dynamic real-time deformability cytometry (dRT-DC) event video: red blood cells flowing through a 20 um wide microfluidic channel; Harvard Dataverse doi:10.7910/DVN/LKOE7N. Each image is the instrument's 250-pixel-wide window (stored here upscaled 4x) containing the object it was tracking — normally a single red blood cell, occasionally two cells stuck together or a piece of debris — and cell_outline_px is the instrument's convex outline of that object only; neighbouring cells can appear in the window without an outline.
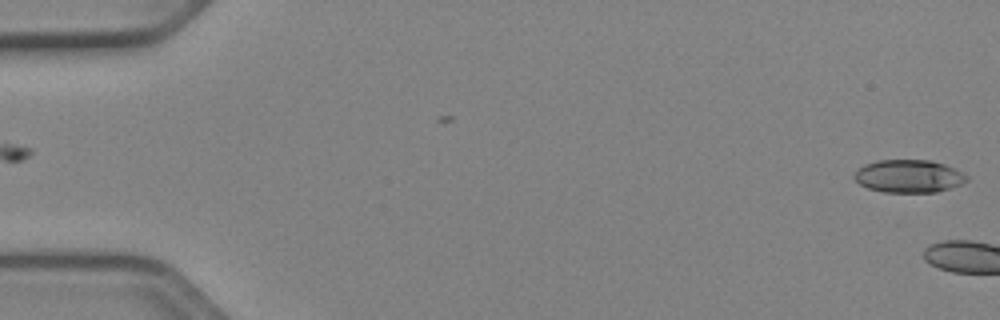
{"species": "Egyptian fruit bat (a non-hibernating species)", "species_latin": "Rousettus aegyptiacus", "temperature_condition": "cold", "stored_images_in_passage": 4, "camera_frame_rate_fps": 3000, "um_per_image_px": 0.085, "animal": {"sex": "female"}, "frame": {"image": 1, "passage_image": 1, "time_ms": 0.0, "image_size_px": [1000, 320], "cell_outline_px": [[968, 180], [960, 184], [936, 192], [884, 192], [868, 188], [860, 184], [852, 176], [864, 164], [876, 160], [932, 160], [956, 168], [964, 172], [968, 176]], "centroid_in_image_um": [77.26, 14.96], "position_along_channel_um": 7.7, "area_um2": 21.56}}